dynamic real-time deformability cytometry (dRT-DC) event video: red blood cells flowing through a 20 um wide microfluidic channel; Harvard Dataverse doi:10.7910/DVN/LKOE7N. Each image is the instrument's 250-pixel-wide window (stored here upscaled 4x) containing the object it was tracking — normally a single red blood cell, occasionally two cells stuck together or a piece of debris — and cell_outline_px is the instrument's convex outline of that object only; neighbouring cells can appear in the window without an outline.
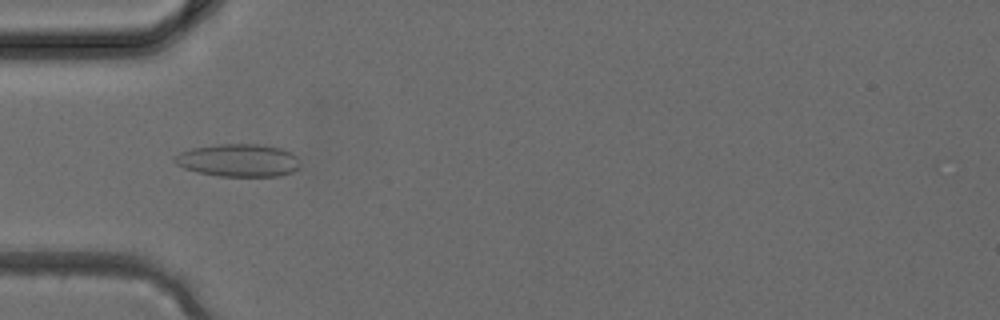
{"species": "common noctule bat (a hibernating species)", "species_latin": "Nyctalus noctula", "temperature_condition": "cold", "stored_images_in_passage": 30, "camera_frame_rate_fps": 3000, "um_per_image_px": 0.085, "animal": {"sex": "female", "body_mass_g": 24.6, "forearm_length_mm": 56.2}, "frame": {"image": 1, "passage_image": 5, "time_ms": 1.333, "image_size_px": [1000, 320], "cell_outline_px": [[300, 168], [292, 172], [280, 176], [220, 176], [196, 172], [184, 168], [176, 164], [172, 160], [180, 152], [192, 148], [220, 144], [264, 144], [284, 148], [292, 152], [300, 160]], "centroid_in_image_um": [20.32, 13.62], "position_along_channel_um": 64.7, "area_um2": 24.28}}
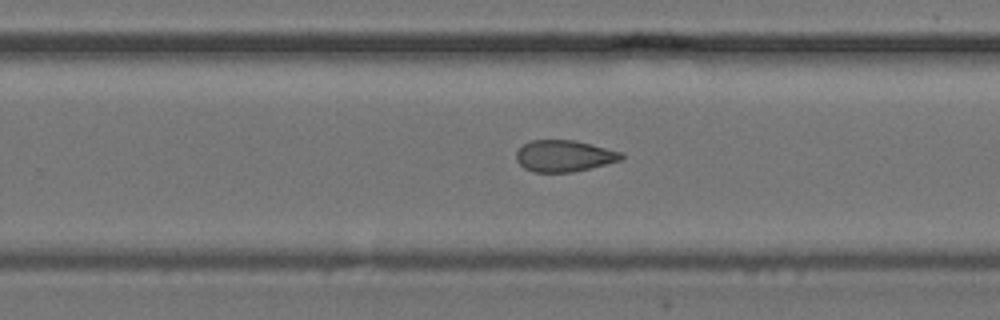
{"frame": {"image": 2, "passage_image": 17, "time_ms": 5.333, "image_size_px": [1000, 320], "cell_outline_px": [[624, 156], [620, 160], [572, 172], [532, 172], [524, 168], [516, 160], [516, 152], [524, 144], [532, 140], [572, 140], [624, 152]], "centroid_in_image_um": [47.93, 13.25], "position_along_channel_um": 281.9, "area_um2": 19.07}}
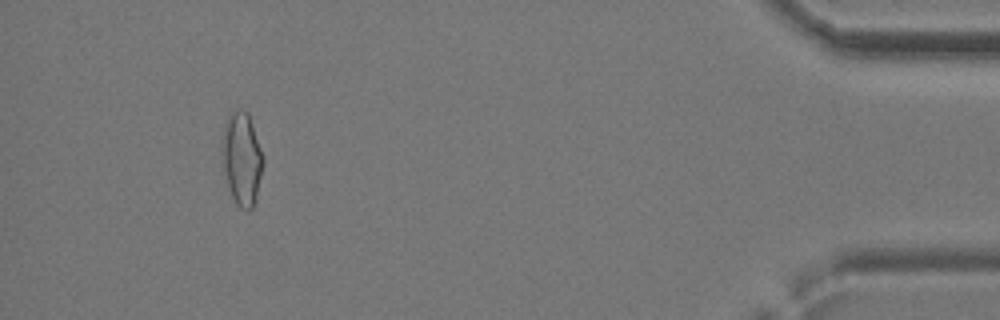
{"frame": {"image": 3, "passage_image": 28, "time_ms": 9.0, "image_size_px": [1000, 320], "cell_outline_px": [[264, 164], [256, 196], [252, 208], [248, 212], [240, 208], [236, 204], [232, 196], [228, 184], [224, 168], [220, 148], [220, 140], [224, 124], [228, 112], [248, 112], [264, 156]], "centroid_in_image_um": [20.54, 13.48], "position_along_channel_um": 414.7, "area_um2": 22.43}}